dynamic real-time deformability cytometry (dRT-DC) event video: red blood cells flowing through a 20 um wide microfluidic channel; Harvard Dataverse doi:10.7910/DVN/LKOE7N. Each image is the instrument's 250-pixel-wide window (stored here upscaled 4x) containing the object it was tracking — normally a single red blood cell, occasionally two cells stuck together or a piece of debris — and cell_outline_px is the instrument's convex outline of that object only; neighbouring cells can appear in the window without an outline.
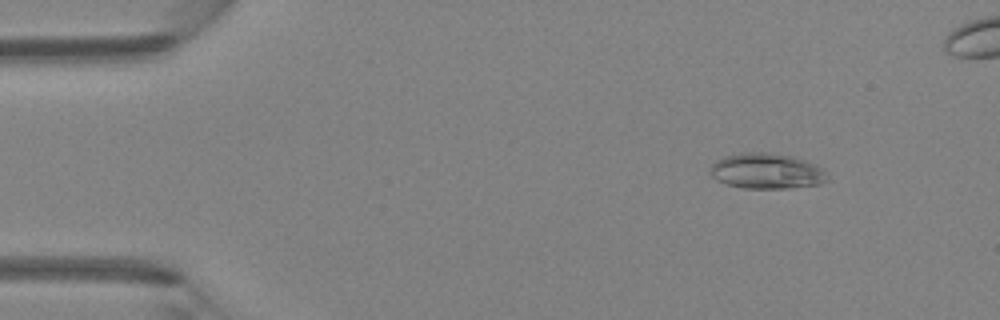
{"species": "Egyptian fruit bat (a non-hibernating species)", "species_latin": "Rousettus aegyptiacus", "temperature_condition": "room temperature", "stored_images_in_passage": 35, "camera_frame_rate_fps": 3000, "um_per_image_px": 0.085, "animal": {"sex": "female"}, "frame": {"image": 1, "passage_image": 2, "time_ms": 0.333, "image_size_px": [1000, 320], "cell_outline_px": [[828, 180], [820, 184], [788, 188], [744, 188], [728, 184], [716, 180], [712, 176], [708, 168], [716, 160], [724, 156], [740, 152], [772, 152], [792, 156], [808, 160], [820, 168], [828, 176]], "centroid_in_image_um": [65.14, 14.52], "position_along_channel_um": 19.9, "area_um2": 24.45}}
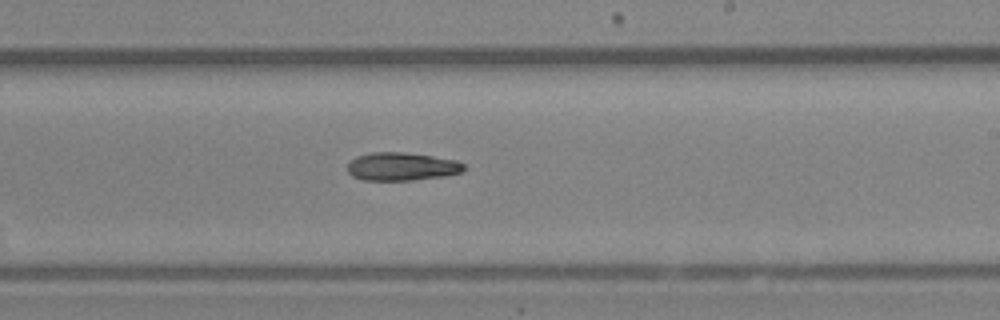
{"frame": {"image": 2, "passage_image": 24, "time_ms": 7.667, "image_size_px": [1000, 320], "cell_outline_px": [[468, 168], [460, 172], [444, 176], [412, 180], [364, 180], [352, 176], [348, 172], [348, 164], [356, 156], [372, 152], [404, 152], [432, 156], [456, 160], [464, 164]], "centroid_in_image_um": [34.16, 14.15], "position_along_channel_um": 254.8, "area_um2": 19.07}}
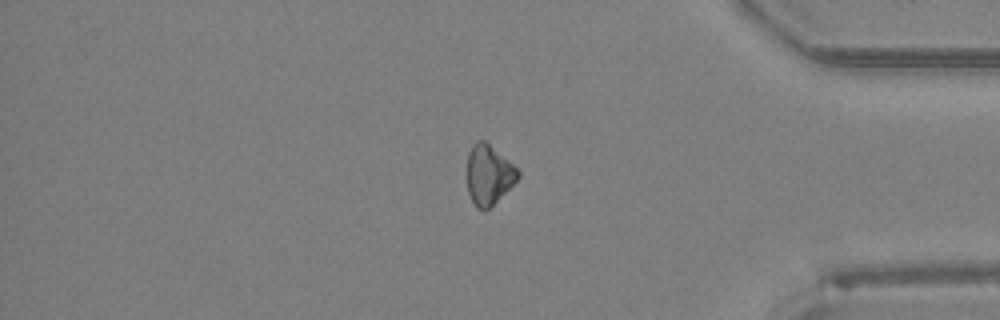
{"frame": {"image": 3, "passage_image": 35, "time_ms": 11.333, "image_size_px": [1000, 320], "cell_outline_px": [[520, 176], [484, 212], [476, 208], [468, 192], [464, 180], [464, 172], [468, 152], [472, 144], [476, 140], [484, 140], [508, 160], [520, 172]], "centroid_in_image_um": [41.44, 14.83], "position_along_channel_um": 393.8, "area_um2": 17.98}}